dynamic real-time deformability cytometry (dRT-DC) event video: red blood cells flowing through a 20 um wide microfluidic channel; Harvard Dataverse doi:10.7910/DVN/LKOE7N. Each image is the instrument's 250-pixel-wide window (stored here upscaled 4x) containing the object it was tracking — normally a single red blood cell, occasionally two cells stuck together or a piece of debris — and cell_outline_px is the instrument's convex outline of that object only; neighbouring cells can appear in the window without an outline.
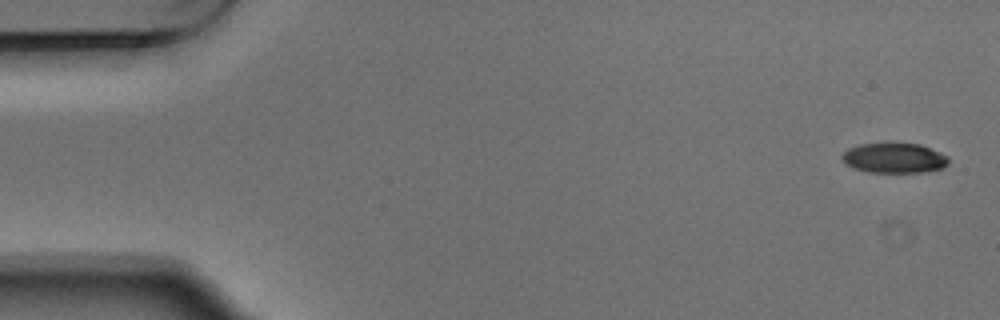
{"species": "Egyptian fruit bat (a non-hibernating species)", "species_latin": "Rousettus aegyptiacus", "temperature_condition": "warm", "stored_images_in_passage": 6, "camera_frame_rate_fps": 3000, "um_per_image_px": 0.085, "animal": {"sex": "male"}, "frame": {"image": 1, "passage_image": 1, "time_ms": 0.0, "image_size_px": [1000, 320], "cell_outline_px": [[948, 164], [944, 168], [924, 172], [868, 172], [856, 168], [848, 164], [840, 156], [848, 148], [860, 144], [920, 144], [948, 156]], "centroid_in_image_um": [76.04, 13.44], "position_along_channel_um": 9.0, "area_um2": 18.32}}
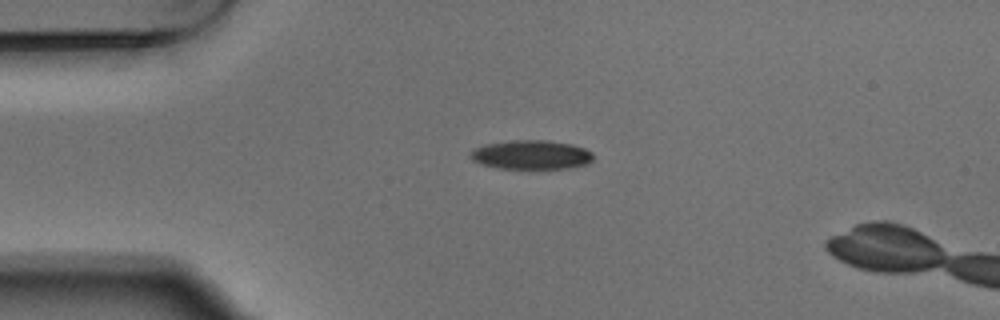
{"frame": {"image": 2, "passage_image": 4, "time_ms": 1.0, "image_size_px": [1000, 320], "cell_outline_px": [[592, 160], [588, 164], [572, 168], [500, 168], [480, 164], [472, 160], [468, 156], [468, 152], [472, 148], [484, 144], [512, 140], [544, 140], [572, 144], [584, 148], [592, 152]], "centroid_in_image_um": [45.1, 13.15], "position_along_channel_um": 39.9, "area_um2": 21.04}}
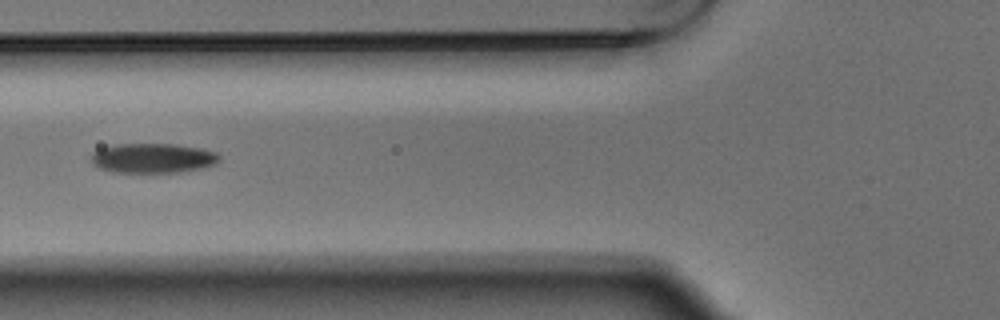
{"frame": {"image": 3, "passage_image": 6, "time_ms": 1.667, "image_size_px": [1000, 320], "cell_outline_px": [[220, 160], [216, 164], [204, 168], [180, 172], [112, 172], [100, 168], [92, 164], [92, 152], [100, 148], [116, 144], [176, 144], [204, 148], [216, 152], [220, 156]], "centroid_in_image_um": [13.03, 13.44], "position_along_channel_um": 112.8, "area_um2": 22.43}}